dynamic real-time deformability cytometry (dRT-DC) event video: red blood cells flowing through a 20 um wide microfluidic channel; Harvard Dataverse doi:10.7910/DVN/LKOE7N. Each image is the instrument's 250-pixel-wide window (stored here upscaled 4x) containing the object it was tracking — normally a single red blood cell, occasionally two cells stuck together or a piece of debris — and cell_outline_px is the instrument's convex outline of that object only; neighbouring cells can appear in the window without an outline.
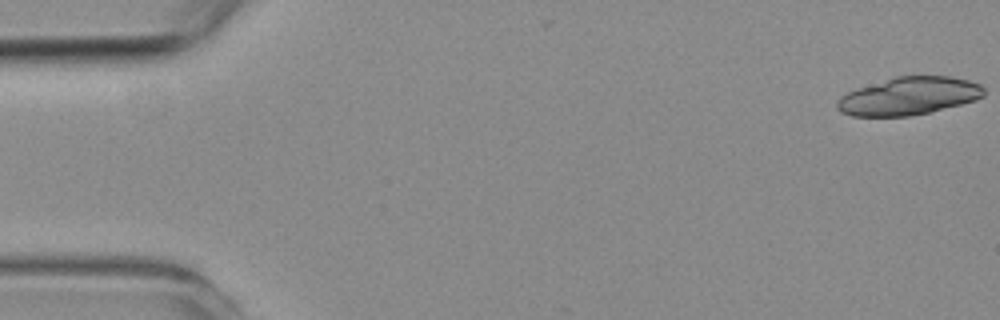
{"species": "common noctule bat (a hibernating species)", "species_latin": "Nyctalus noctula", "temperature_condition": "room temperature", "stored_images_in_passage": 22, "camera_frame_rate_fps": 3000, "um_per_image_px": 0.085, "animal": {"sex": "female", "body_mass_g": 19.3, "forearm_length_mm": 54.1}, "frame": {"image": 1, "passage_image": 1, "time_ms": 0.0, "image_size_px": [1000, 320], "cell_outline_px": [[984, 96], [976, 100], [928, 112], [908, 116], [852, 116], [840, 112], [836, 108], [836, 104], [840, 96], [848, 92], [896, 76], [952, 76], [968, 80], [980, 84], [984, 88]], "centroid_in_image_um": [77.26, 8.17], "position_along_channel_um": 7.7, "area_um2": 32.08}}